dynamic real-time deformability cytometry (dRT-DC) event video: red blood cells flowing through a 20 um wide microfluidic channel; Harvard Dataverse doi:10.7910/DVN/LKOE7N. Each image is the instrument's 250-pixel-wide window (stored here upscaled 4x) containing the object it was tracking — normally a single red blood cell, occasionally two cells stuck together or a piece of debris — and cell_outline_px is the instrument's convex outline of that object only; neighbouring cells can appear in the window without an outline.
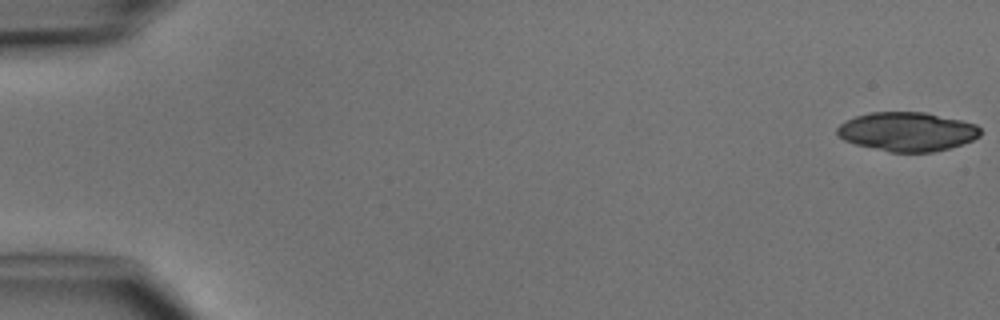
{"species": "common noctule bat (a hibernating species)", "species_latin": "Nyctalus noctula", "temperature_condition": "cold", "stored_images_in_passage": 5, "camera_frame_rate_fps": 3000, "um_per_image_px": 0.085, "animal": {"sex": "male", "body_mass_g": 15.6}, "frame": {"image": 1, "passage_image": 1, "time_ms": 0.0, "image_size_px": [1000, 320], "cell_outline_px": [[980, 136], [972, 140], [948, 148], [932, 152], [888, 152], [856, 144], [844, 140], [836, 132], [836, 128], [840, 124], [856, 116], [872, 112], [924, 112], [960, 120], [976, 124], [980, 128]], "centroid_in_image_um": [77.1, 11.19], "position_along_channel_um": 7.9, "area_um2": 32.31}}